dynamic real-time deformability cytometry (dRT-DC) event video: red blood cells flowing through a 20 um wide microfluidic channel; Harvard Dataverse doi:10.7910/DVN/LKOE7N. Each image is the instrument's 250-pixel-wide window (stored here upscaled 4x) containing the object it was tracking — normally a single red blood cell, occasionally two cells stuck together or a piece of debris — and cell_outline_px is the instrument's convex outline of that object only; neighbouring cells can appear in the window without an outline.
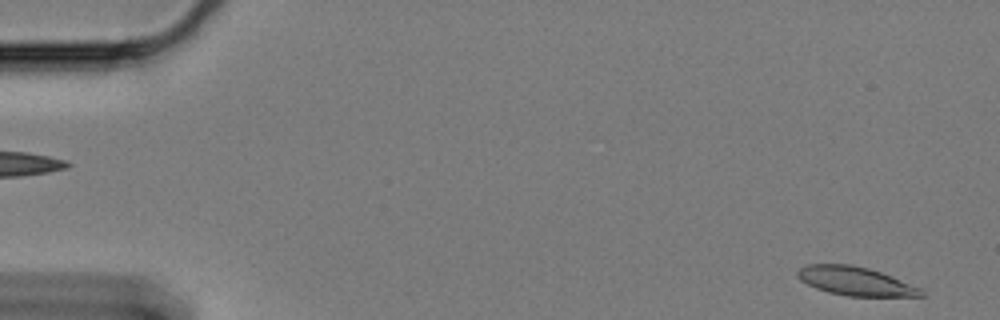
{"species": "Egyptian fruit bat (a non-hibernating species)", "species_latin": "Rousettus aegyptiacus", "temperature_condition": "cold", "stored_images_in_passage": 59, "camera_frame_rate_fps": 3000, "um_per_image_px": 0.085, "animal": {"sex": "female"}, "frame": {"image": 1, "passage_image": 1, "time_ms": 0.0, "image_size_px": [1000, 320], "cell_outline_px": [[928, 296], [848, 296], [828, 292], [816, 288], [800, 280], [796, 276], [796, 272], [800, 268], [808, 264], [852, 264], [868, 268], [892, 276], [920, 288]], "centroid_in_image_um": [72.7, 23.89], "position_along_channel_um": 12.3, "area_um2": 20.63}}
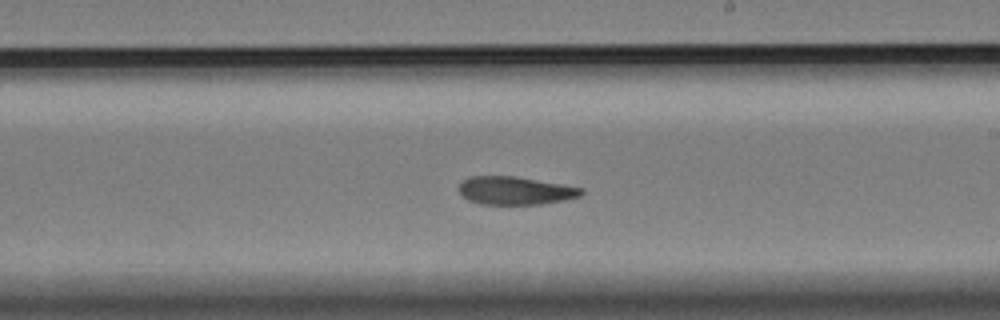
{"frame": {"image": 2, "passage_image": 34, "time_ms": 11.0, "image_size_px": [1000, 320], "cell_outline_px": [[584, 192], [580, 196], [564, 200], [540, 204], [480, 204], [468, 200], [460, 196], [456, 188], [468, 176], [516, 176], [584, 188]], "centroid_in_image_um": [43.75, 16.2], "position_along_channel_um": 245.3, "area_um2": 20.23}}
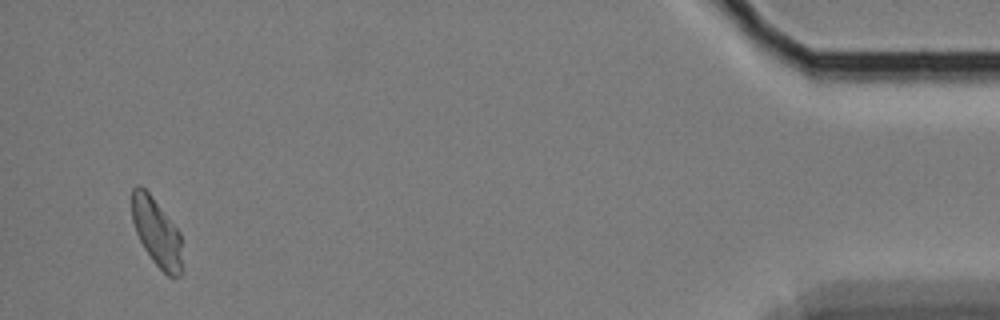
{"frame": {"image": 3, "passage_image": 57, "time_ms": 18.667, "image_size_px": [1000, 320], "cell_outline_px": [[180, 276], [168, 276], [152, 260], [144, 248], [136, 232], [132, 220], [132, 188], [136, 184], [140, 184], [152, 196], [180, 232]], "centroid_in_image_um": [13.27, 19.69], "position_along_channel_um": 421.9, "area_um2": 19.54}, "authors_computed_cell_mechanics": {"area_um2": 20.808, "velocity_mm_per_s": 3.2641, "shape_relaxation_time_tau1_ms": null, "shape_relaxation_time_tau2_ms": 10.1967, "deformation_change_tau1": null, "deformation_change_tau2": 0.176}}